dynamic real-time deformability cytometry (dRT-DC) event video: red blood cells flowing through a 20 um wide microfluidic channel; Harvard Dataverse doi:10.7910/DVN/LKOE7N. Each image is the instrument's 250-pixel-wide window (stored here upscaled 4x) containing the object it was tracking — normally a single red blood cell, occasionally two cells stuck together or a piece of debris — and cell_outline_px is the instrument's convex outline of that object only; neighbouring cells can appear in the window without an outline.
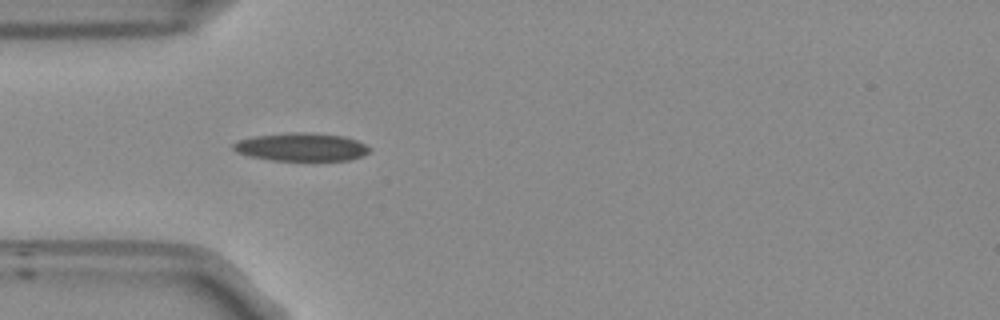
{"species": "Egyptian fruit bat (a non-hibernating species)", "species_latin": "Rousettus aegyptiacus", "temperature_condition": "room temperature", "stored_images_in_passage": 33, "camera_frame_rate_fps": 3000, "um_per_image_px": 0.085, "frame": {"image": 1, "passage_image": 1, "time_ms": 0.0, "image_size_px": [1000, 320], "cell_outline_px": [[372, 148], [364, 156], [348, 160], [272, 160], [248, 156], [236, 152], [232, 148], [232, 144], [240, 140], [256, 136], [292, 132], [304, 132], [344, 136], [356, 140]], "centroid_in_image_um": [25.62, 12.5], "position_along_channel_um": 59.4, "area_um2": 22.2}}
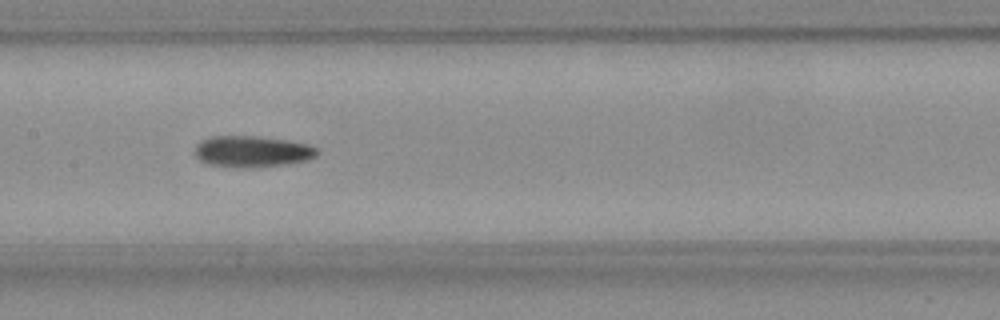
{"frame": {"image": 2, "passage_image": 11, "time_ms": 3.333, "image_size_px": [1000, 320], "cell_outline_px": [[320, 152], [316, 156], [308, 160], [288, 164], [244, 168], [240, 168], [208, 164], [200, 160], [196, 156], [196, 144], [200, 140], [212, 136], [256, 136], [284, 140], [308, 144], [316, 148]], "centroid_in_image_um": [21.43, 12.88], "position_along_channel_um": 186.0, "area_um2": 22.31}}
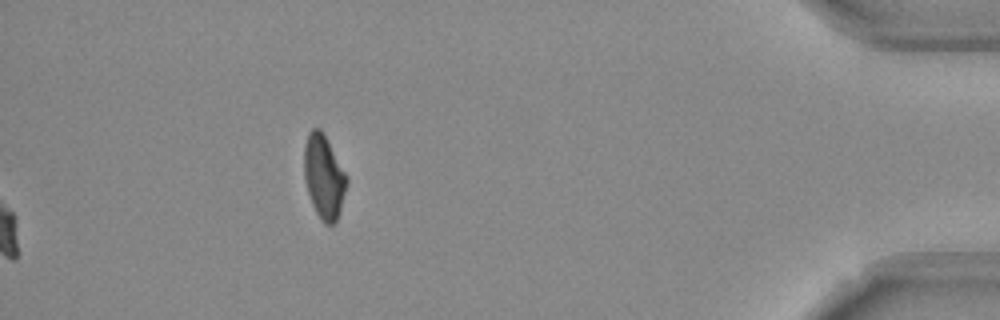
{"frame": {"image": 3, "passage_image": 33, "time_ms": 10.667, "image_size_px": [1000, 320], "cell_outline_px": [[348, 180], [340, 212], [336, 220], [332, 224], [324, 224], [320, 220], [312, 204], [308, 192], [304, 176], [304, 144], [308, 132], [312, 128], [320, 128], [348, 176]], "centroid_in_image_um": [27.53, 15.02], "position_along_channel_um": 407.7, "area_um2": 20.75}, "authors_computed_cell_mechanics": {"area_um2": 21.5016, "velocity_mm_per_s": 3.8184, "shape_relaxation_time_tau1_ms": 9.901, "shape_relaxation_time_tau2_ms": 9.5695, "deformation_change_tau1": 0.2187, "deformation_change_tau2": 0.2069}}